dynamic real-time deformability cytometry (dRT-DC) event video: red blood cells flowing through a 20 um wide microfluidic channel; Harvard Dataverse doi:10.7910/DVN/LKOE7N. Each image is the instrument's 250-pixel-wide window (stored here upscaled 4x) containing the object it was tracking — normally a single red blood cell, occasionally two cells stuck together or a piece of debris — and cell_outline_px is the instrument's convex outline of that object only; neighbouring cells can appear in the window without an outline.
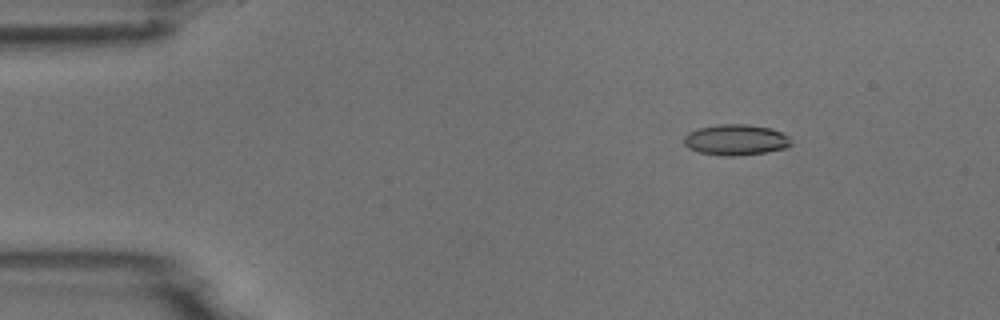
{"species": "common noctule bat (a hibernating species)", "species_latin": "Nyctalus noctula", "temperature_condition": "room temperature", "stored_images_in_passage": 5, "camera_frame_rate_fps": 3000, "um_per_image_px": 0.085, "animal": {"sex": "male", "body_mass_g": 18.8}, "frame": {"image": 1, "passage_image": 3, "time_ms": 2.0, "image_size_px": [1000, 320], "cell_outline_px": [[792, 144], [784, 148], [764, 152], [736, 156], [724, 156], [700, 152], [688, 148], [684, 144], [684, 136], [688, 132], [700, 128], [716, 124], [748, 124], [772, 128], [788, 136]], "centroid_in_image_um": [62.52, 11.88], "position_along_channel_um": 22.5, "area_um2": 19.19}}